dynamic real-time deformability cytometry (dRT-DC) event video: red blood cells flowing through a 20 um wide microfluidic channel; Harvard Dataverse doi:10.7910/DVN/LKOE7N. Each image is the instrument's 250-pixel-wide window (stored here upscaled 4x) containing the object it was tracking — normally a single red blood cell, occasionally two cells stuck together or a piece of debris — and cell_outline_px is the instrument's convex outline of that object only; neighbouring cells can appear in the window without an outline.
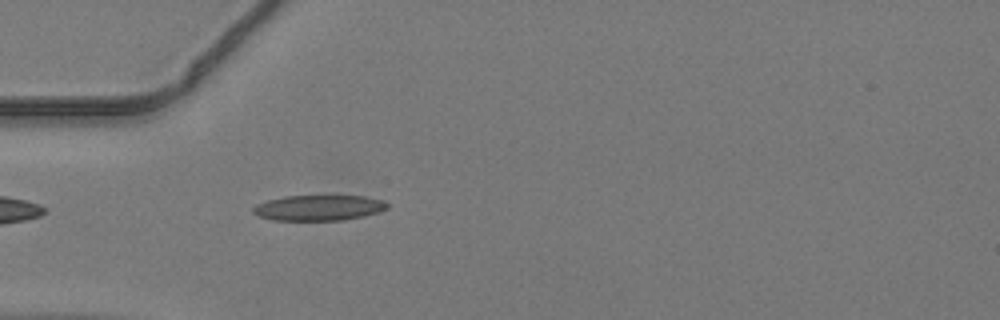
{"species": "common noctule bat (a hibernating species)", "species_latin": "Nyctalus noctula", "temperature_condition": "warm", "stored_images_in_passage": 33, "camera_frame_rate_fps": 3000, "um_per_image_px": 0.085, "animal": {"sex": "male", "body_mass_g": 19.2, "forearm_length_mm": 51.8}, "frame": {"image": 1, "passage_image": 1, "time_ms": 0.0, "image_size_px": [1000, 320], "cell_outline_px": [[388, 208], [364, 216], [344, 220], [272, 220], [260, 216], [252, 212], [252, 208], [256, 204], [268, 200], [284, 196], [364, 196], [384, 200], [388, 204]], "centroid_in_image_um": [27.09, 17.66], "position_along_channel_um": 57.9, "area_um2": 19.88}}
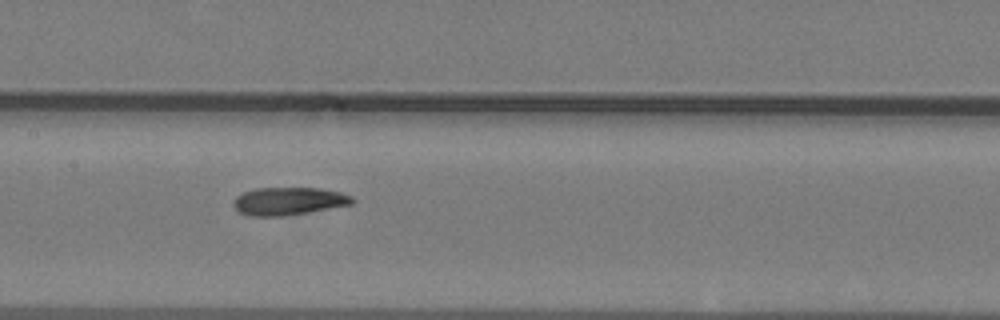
{"frame": {"image": 2, "passage_image": 10, "time_ms": 3.0, "image_size_px": [1000, 320], "cell_outline_px": [[356, 200], [352, 204], [308, 212], [280, 216], [248, 216], [240, 212], [232, 204], [236, 196], [244, 192], [256, 188], [320, 188], [340, 192], [352, 196]], "centroid_in_image_um": [24.54, 17.09], "position_along_channel_um": 182.9, "area_um2": 19.19}}
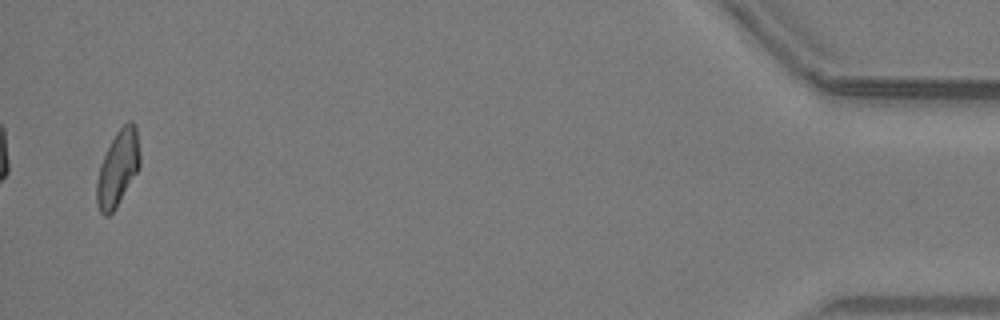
{"frame": {"image": 3, "passage_image": 33, "time_ms": 10.667, "image_size_px": [1000, 320], "cell_outline_px": [[140, 168], [116, 208], [108, 216], [104, 216], [100, 212], [96, 204], [96, 184], [100, 164], [116, 132], [128, 120], [132, 120], [136, 124], [140, 152]], "centroid_in_image_um": [10.03, 14.3], "position_along_channel_um": 425.2, "area_um2": 19.25}}